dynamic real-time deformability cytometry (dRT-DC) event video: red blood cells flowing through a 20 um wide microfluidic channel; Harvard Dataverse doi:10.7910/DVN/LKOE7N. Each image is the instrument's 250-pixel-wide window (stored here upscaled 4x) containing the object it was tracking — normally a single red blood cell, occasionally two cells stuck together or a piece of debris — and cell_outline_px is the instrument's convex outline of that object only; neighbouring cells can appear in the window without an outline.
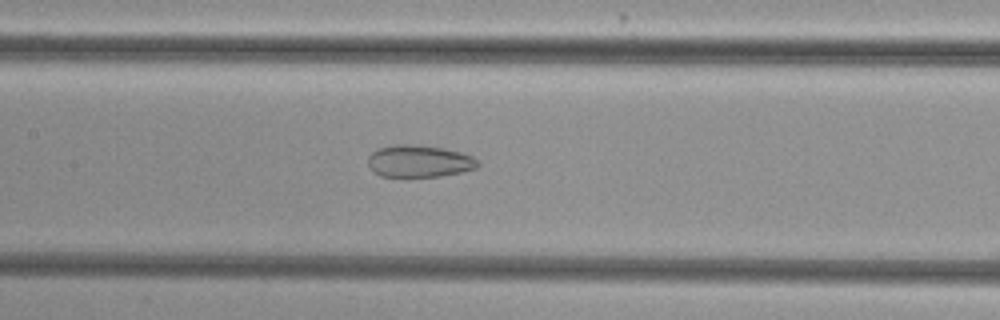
{"species": "common noctule bat (a hibernating species)", "species_latin": "Nyctalus noctula", "temperature_condition": "cold", "stored_images_in_passage": 53, "camera_frame_rate_fps": 3000, "um_per_image_px": 0.085, "animal": {"sex": "female", "body_mass_g": 29.2, "forearm_length_mm": 56.3}, "frame": {"image": 1, "passage_image": 25, "time_ms": 8.0, "image_size_px": [1000, 320], "cell_outline_px": [[480, 164], [476, 168], [460, 172], [440, 176], [380, 176], [368, 164], [368, 156], [376, 148], [396, 144], [408, 144], [444, 148], [460, 152], [472, 156]], "centroid_in_image_um": [35.62, 13.69], "position_along_channel_um": 171.8, "area_um2": 20.35}}
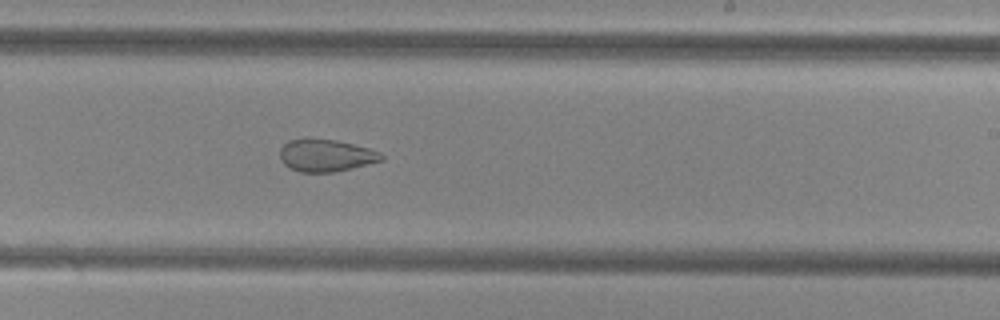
{"frame": {"image": 2, "passage_image": 32, "time_ms": 10.333, "image_size_px": [1000, 320], "cell_outline_px": [[384, 160], [336, 172], [300, 172], [284, 164], [280, 160], [280, 148], [288, 140], [336, 140], [368, 148], [380, 152], [384, 156]], "centroid_in_image_um": [27.72, 13.23], "position_along_channel_um": 261.3, "area_um2": 18.79}}
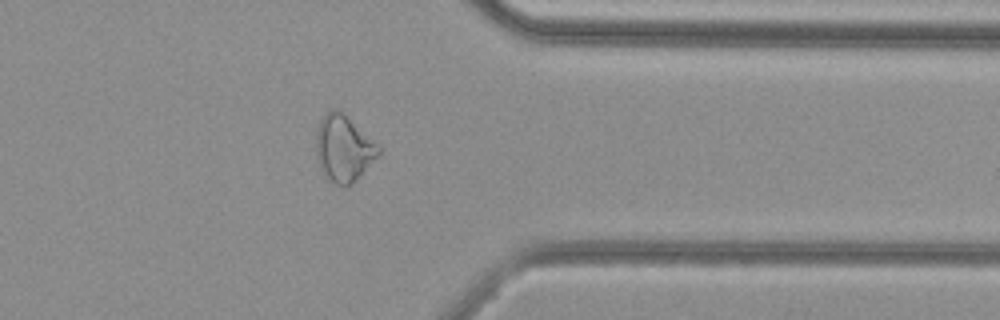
{"frame": {"image": 3, "passage_image": 42, "time_ms": 13.667, "image_size_px": [1000, 320], "cell_outline_px": [[380, 156], [352, 184], [344, 188], [336, 184], [324, 176], [316, 156], [316, 132], [320, 120], [332, 108], [340, 108], [380, 148]], "centroid_in_image_um": [29.2, 12.63], "position_along_channel_um": 382.2, "area_um2": 24.33}, "authors_computed_cell_mechanics": {"area_um2": 26.4724, "velocity_mm_per_s": 3.8476, "shape_relaxation_time_tau1_ms": null, "shape_relaxation_time_tau2_ms": 2.5279, "deformation_change_tau1": null, "deformation_change_tau2": 0.0929}}